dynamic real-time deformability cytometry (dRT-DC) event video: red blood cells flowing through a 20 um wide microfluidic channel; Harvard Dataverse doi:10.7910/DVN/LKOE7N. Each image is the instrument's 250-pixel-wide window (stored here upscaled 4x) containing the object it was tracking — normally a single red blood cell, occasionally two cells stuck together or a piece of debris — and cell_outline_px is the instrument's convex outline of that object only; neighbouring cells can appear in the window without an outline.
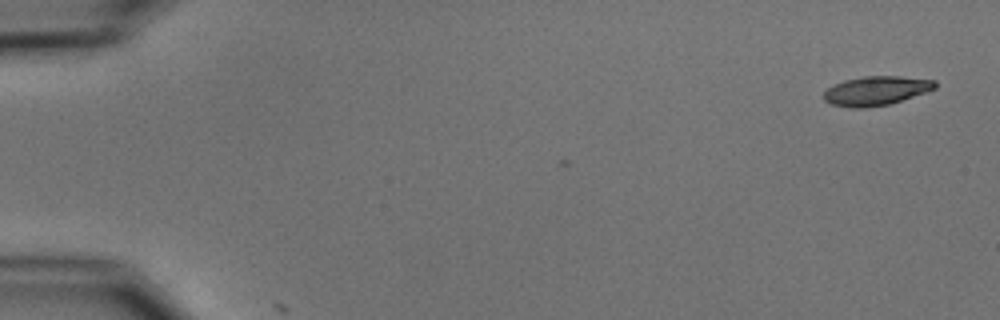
{"species": "common noctule bat (a hibernating species)", "species_latin": "Nyctalus noctula", "temperature_condition": "cold", "stored_images_in_passage": 3, "camera_frame_rate_fps": 3000, "um_per_image_px": 0.085, "animal": {"sex": "male", "body_mass_g": 15.6}, "frame": {"image": 1, "passage_image": 3, "time_ms": 0.667, "image_size_px": [1000, 320], "cell_outline_px": [[936, 88], [888, 104], [864, 108], [852, 108], [832, 104], [824, 100], [824, 92], [832, 84], [844, 80], [864, 76], [900, 76], [936, 80]], "centroid_in_image_um": [74.43, 7.7], "position_along_channel_um": 10.6, "area_um2": 18.73}}